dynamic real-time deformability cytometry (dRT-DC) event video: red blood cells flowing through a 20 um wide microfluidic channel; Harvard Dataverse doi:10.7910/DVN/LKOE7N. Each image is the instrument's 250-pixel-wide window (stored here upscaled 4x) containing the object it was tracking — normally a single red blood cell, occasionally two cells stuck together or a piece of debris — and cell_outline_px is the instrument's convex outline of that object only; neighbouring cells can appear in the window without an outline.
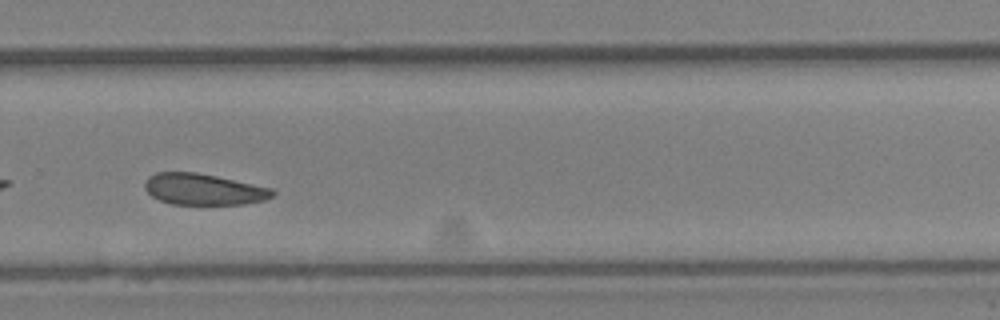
{"species": "Egyptian fruit bat (a non-hibernating species)", "species_latin": "Rousettus aegyptiacus", "temperature_condition": "cold", "stored_images_in_passage": 33, "camera_frame_rate_fps": 3000, "um_per_image_px": 0.085, "animal": {"sex": "female"}, "frame": {"image": 1, "passage_image": 19, "time_ms": 6.0, "image_size_px": [1000, 320], "cell_outline_px": [[276, 192], [272, 196], [264, 200], [244, 204], [172, 204], [160, 200], [152, 196], [144, 188], [144, 184], [148, 176], [156, 172], [196, 172], [216, 176], [272, 188]], "centroid_in_image_um": [17.29, 16.09], "position_along_channel_um": 312.5, "area_um2": 23.18}}